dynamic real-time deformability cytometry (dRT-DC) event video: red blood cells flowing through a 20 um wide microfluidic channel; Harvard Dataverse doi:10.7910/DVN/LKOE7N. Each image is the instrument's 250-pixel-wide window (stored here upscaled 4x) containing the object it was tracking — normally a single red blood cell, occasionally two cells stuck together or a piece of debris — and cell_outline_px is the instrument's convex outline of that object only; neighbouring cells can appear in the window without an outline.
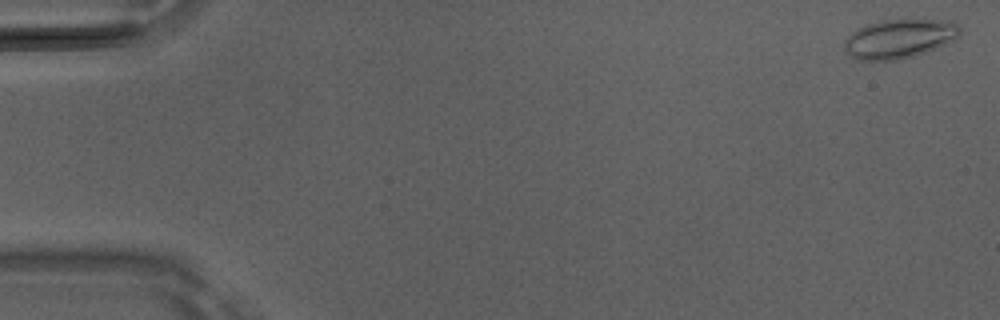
{"species": "Egyptian fruit bat (a non-hibernating species)", "species_latin": "Rousettus aegyptiacus", "temperature_condition": "room temperature", "stored_images_in_passage": 6, "camera_frame_rate_fps": 3000, "um_per_image_px": 0.085, "animal": {"sex": "male"}, "frame": {"image": 1, "passage_image": 2, "time_ms": 0.333, "image_size_px": [1000, 320], "cell_outline_px": [[960, 32], [956, 40], [936, 48], [912, 56], [896, 60], [856, 60], [844, 48], [844, 40], [852, 32], [868, 24], [884, 20], [944, 20], [956, 24], [960, 28]], "centroid_in_image_um": [76.44, 3.3], "position_along_channel_um": 8.6, "area_um2": 25.95}}